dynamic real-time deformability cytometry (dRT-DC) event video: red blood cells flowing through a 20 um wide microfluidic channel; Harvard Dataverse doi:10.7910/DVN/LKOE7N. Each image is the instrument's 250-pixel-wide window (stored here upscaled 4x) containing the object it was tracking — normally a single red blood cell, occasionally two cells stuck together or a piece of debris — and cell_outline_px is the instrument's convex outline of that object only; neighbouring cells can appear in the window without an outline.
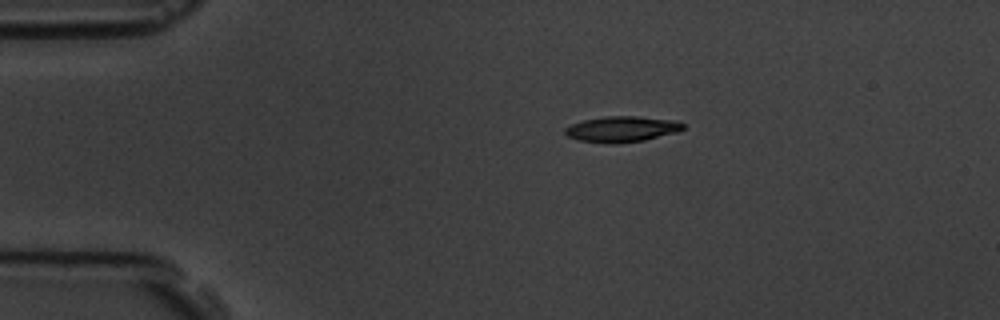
{"species": "common noctule bat (a hibernating species)", "species_latin": "Nyctalus noctula", "temperature_condition": "room temperature", "stored_images_in_passage": 5, "camera_frame_rate_fps": 3000, "um_per_image_px": 0.085, "animal": {"sex": "male", "body_mass_g": 19.5, "forearm_length_mm": 54.6}, "frame": {"image": 1, "passage_image": 1, "time_ms": 0.0, "image_size_px": [1000, 320], "cell_outline_px": [[684, 128], [676, 132], [644, 140], [616, 144], [612, 144], [580, 140], [568, 136], [564, 132], [564, 128], [572, 124], [584, 120], [604, 116], [636, 116], [676, 120], [684, 124]], "centroid_in_image_um": [52.86, 10.97], "position_along_channel_um": 32.1, "area_um2": 17.63}}
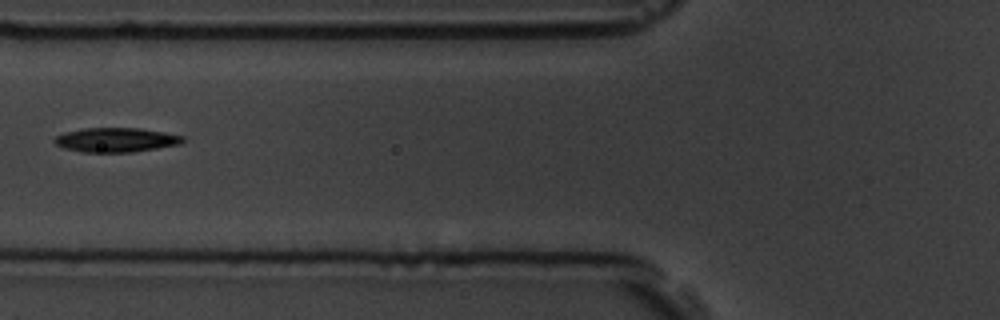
{"frame": {"image": 2, "passage_image": 4, "time_ms": 3.667, "image_size_px": [1000, 320], "cell_outline_px": [[184, 140], [180, 144], [132, 152], [84, 152], [64, 148], [56, 144], [52, 140], [56, 136], [64, 132], [84, 128], [140, 128], [164, 132], [184, 136]], "centroid_in_image_um": [9.84, 11.88], "position_along_channel_um": 116.0, "area_um2": 18.15}}
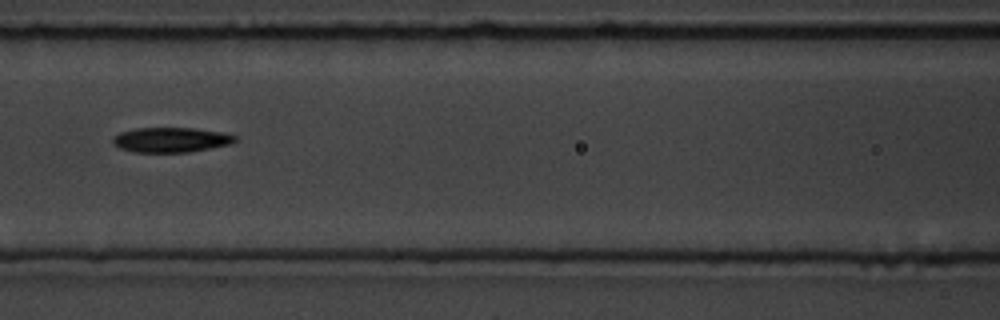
{"frame": {"image": 3, "passage_image": 5, "time_ms": 4.667, "image_size_px": [1000, 320], "cell_outline_px": [[240, 140], [232, 144], [188, 152], [132, 152], [120, 148], [112, 144], [112, 136], [120, 132], [136, 128], [196, 128], [224, 132], [236, 136]], "centroid_in_image_um": [14.55, 11.88], "position_along_channel_um": 152.0, "area_um2": 18.03}}